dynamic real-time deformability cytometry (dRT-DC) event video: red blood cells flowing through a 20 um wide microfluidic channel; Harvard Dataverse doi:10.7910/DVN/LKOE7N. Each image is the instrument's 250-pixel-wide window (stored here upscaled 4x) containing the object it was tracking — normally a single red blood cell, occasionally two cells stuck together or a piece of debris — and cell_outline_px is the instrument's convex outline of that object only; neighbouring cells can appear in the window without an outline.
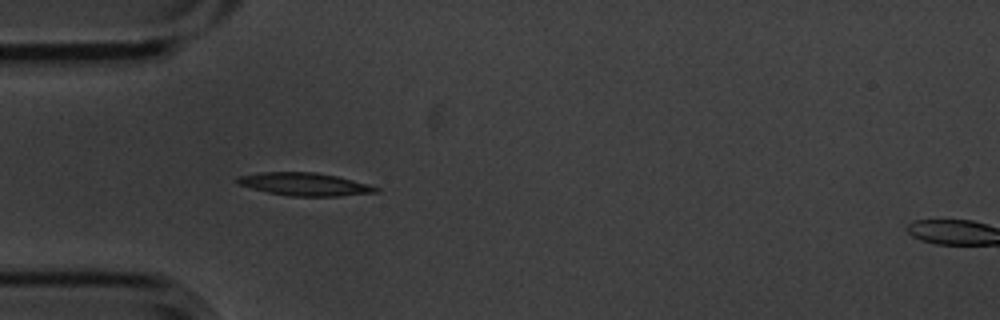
{"species": "common noctule bat (a hibernating species)", "species_latin": "Nyctalus noctula", "temperature_condition": "cold", "stored_images_in_passage": 2, "segment_of_instrument_passage": [1, 2], "camera_frame_rate_fps": 3000, "um_per_image_px": 0.085, "animal": {"sex": "male", "body_mass_g": 20.1, "forearm_length_mm": 53.5}, "frame": {"image": 1, "passage_image": 1, "time_ms": 0.0, "image_size_px": [1000, 320], "cell_outline_px": [[380, 192], [340, 196], [292, 196], [268, 192], [236, 184], [236, 176], [260, 172], [316, 172], [336, 176], [368, 184], [380, 188]], "centroid_in_image_um": [25.88, 15.65], "position_along_channel_um": 59.1, "area_um2": 18.5}}